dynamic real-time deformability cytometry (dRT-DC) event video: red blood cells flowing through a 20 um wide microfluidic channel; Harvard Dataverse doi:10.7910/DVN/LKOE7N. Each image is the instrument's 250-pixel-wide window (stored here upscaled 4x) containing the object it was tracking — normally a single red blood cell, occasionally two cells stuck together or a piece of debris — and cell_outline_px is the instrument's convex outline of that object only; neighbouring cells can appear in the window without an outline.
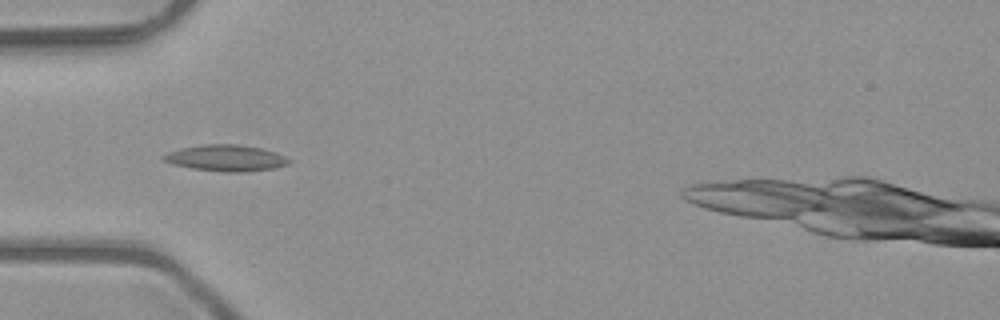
{"species": "common noctule bat (a hibernating species)", "species_latin": "Nyctalus noctula", "temperature_condition": "room temperature", "stored_images_in_passage": 6, "camera_frame_rate_fps": 3000, "um_per_image_px": 0.085, "animal": {"sex": "male", "body_mass_g": 23.1, "forearm_length_mm": 52.7}, "frame": {"image": 1, "passage_image": 4, "time_ms": 1.0, "image_size_px": [1000, 320], "cell_outline_px": [[292, 160], [288, 164], [272, 168], [240, 172], [224, 172], [192, 168], [176, 164], [164, 160], [160, 156], [168, 152], [180, 148], [204, 144], [240, 144], [264, 148], [276, 152]], "centroid_in_image_um": [19.23, 13.41], "position_along_channel_um": 65.8, "area_um2": 19.13}}
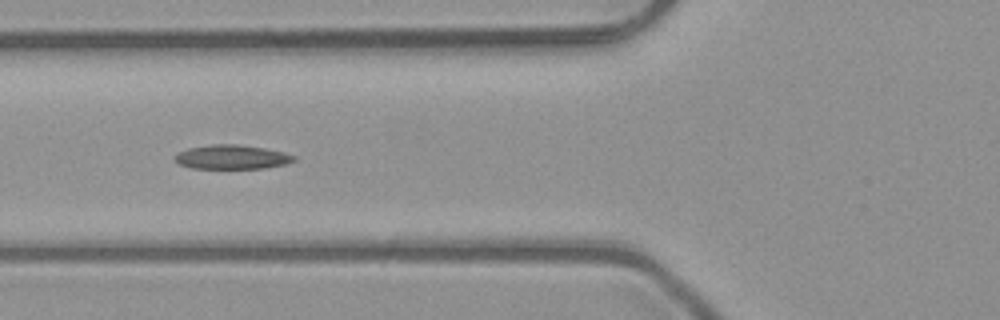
{"frame": {"image": 2, "passage_image": 5, "time_ms": 1.333, "image_size_px": [1000, 320], "cell_outline_px": [[296, 160], [284, 164], [264, 168], [192, 168], [180, 164], [172, 160], [172, 156], [188, 148], [212, 144], [236, 144], [264, 148], [284, 152], [296, 156]], "centroid_in_image_um": [19.68, 13.34], "position_along_channel_um": 106.1, "area_um2": 16.76}}
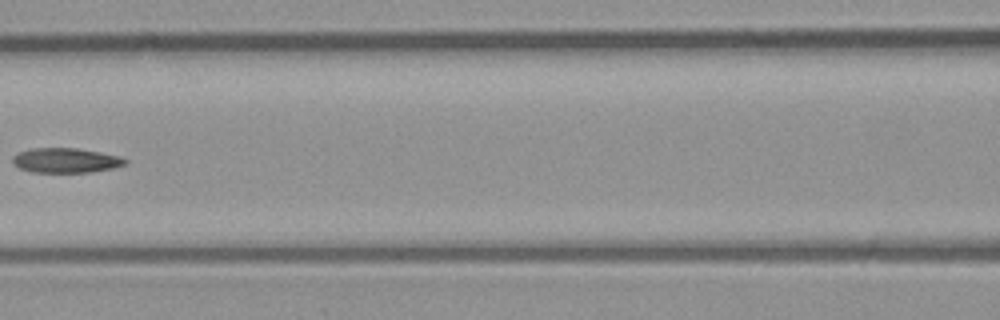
{"frame": {"image": 3, "passage_image": 6, "time_ms": 1.667, "image_size_px": [1000, 320], "cell_outline_px": [[128, 164], [112, 168], [92, 172], [32, 172], [20, 168], [12, 160], [12, 156], [20, 152], [32, 148], [76, 148], [100, 152], [120, 156], [128, 160]], "centroid_in_image_um": [5.63, 13.63], "position_along_channel_um": 161.0, "area_um2": 16.18}}